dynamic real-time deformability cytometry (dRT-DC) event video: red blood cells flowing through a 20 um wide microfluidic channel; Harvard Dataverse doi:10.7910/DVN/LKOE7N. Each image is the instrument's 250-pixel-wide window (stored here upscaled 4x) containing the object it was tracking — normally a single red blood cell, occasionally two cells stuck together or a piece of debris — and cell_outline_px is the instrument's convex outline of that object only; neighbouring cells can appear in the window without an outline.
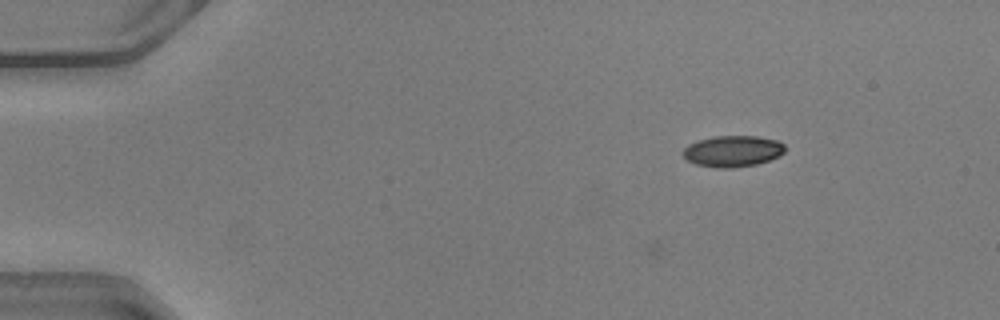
{"species": "common noctule bat (a hibernating species)", "species_latin": "Nyctalus noctula", "temperature_condition": "warm", "stored_images_in_passage": 3, "camera_frame_rate_fps": 3000, "um_per_image_px": 0.085, "animal": {"sex": "male", "body_mass_g": 20.5, "forearm_length_mm": 52.5}, "frame": {"image": 1, "passage_image": 1, "time_ms": 0.0, "image_size_px": [1000, 320], "cell_outline_px": [[784, 152], [780, 156], [756, 164], [732, 168], [716, 168], [696, 164], [688, 160], [680, 152], [688, 144], [700, 140], [716, 136], [756, 136], [776, 140], [784, 144]], "centroid_in_image_um": [62.27, 12.85], "position_along_channel_um": 22.7, "area_um2": 18.5}}